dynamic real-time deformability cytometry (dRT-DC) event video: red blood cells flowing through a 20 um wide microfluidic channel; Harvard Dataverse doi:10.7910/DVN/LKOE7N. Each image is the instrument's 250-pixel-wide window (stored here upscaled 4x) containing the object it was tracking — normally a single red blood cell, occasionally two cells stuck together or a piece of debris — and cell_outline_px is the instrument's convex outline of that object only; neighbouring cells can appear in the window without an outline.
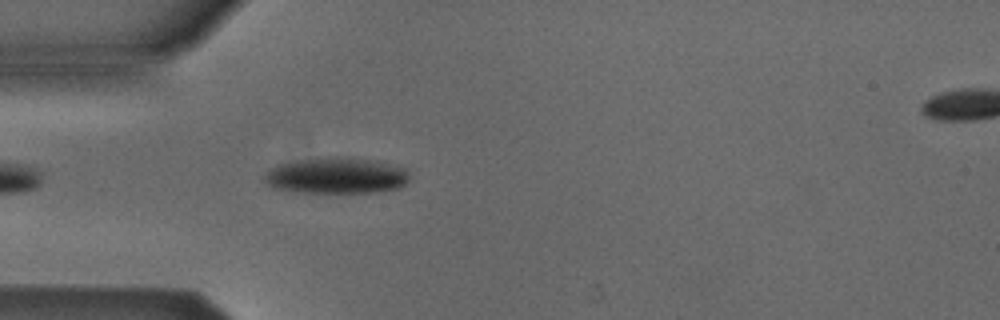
{"species": "Egyptian fruit bat (a non-hibernating species)", "species_latin": "Rousettus aegyptiacus", "temperature_condition": "cold", "stored_images_in_passage": 24, "camera_frame_rate_fps": 3000, "um_per_image_px": 0.085, "animal": {"sex": "male"}, "frame": {"image": 1, "passage_image": 4, "time_ms": 1.0, "image_size_px": [1000, 320], "cell_outline_px": [[408, 180], [400, 188], [372, 192], [292, 192], [272, 188], [264, 180], [264, 176], [272, 168], [280, 164], [336, 156], [368, 160], [388, 164], [404, 168], [408, 172]], "centroid_in_image_um": [28.58, 14.95], "position_along_channel_um": 56.4, "area_um2": 29.82}}
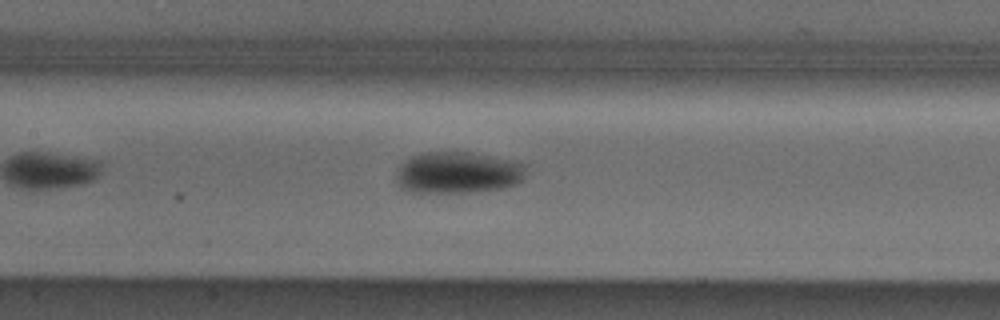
{"frame": {"image": 2, "passage_image": 13, "time_ms": 4.0, "image_size_px": [1000, 320], "cell_outline_px": [[528, 164], [524, 180], [516, 184], [504, 188], [468, 192], [408, 192], [396, 180], [396, 172], [400, 164], [404, 160], [412, 156], [424, 152], [472, 152]], "centroid_in_image_um": [38.95, 14.67], "position_along_channel_um": 168.5, "area_um2": 31.73}}
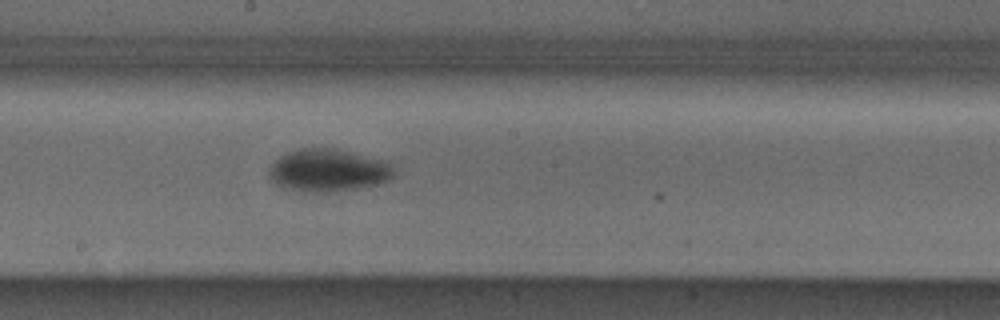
{"frame": {"image": 3, "passage_image": 17, "time_ms": 5.333, "image_size_px": [1000, 320], "cell_outline_px": [[396, 172], [388, 180], [380, 184], [332, 192], [304, 192], [280, 188], [268, 176], [268, 168], [280, 156], [288, 152], [300, 148], [332, 148], [388, 160], [392, 164]], "centroid_in_image_um": [27.9, 14.49], "position_along_channel_um": 220.3, "area_um2": 31.44}}